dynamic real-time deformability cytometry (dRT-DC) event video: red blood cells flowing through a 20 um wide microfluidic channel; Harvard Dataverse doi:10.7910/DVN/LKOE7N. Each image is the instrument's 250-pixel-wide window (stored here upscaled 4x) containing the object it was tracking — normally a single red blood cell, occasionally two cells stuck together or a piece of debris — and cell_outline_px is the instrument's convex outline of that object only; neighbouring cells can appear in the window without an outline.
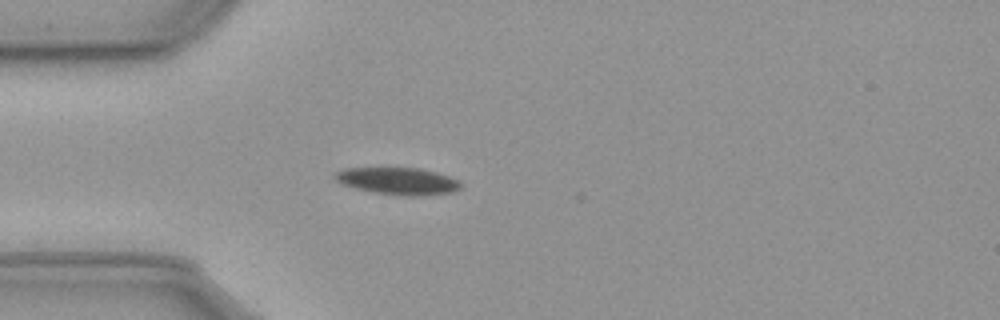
{"species": "common noctule bat (a hibernating species)", "species_latin": "Nyctalus noctula", "temperature_condition": "cold", "stored_images_in_passage": 15, "camera_frame_rate_fps": 3000, "um_per_image_px": 0.085, "animal": {"sex": "male", "body_mass_g": 23.1, "forearm_length_mm": 52.7}, "frame": {"image": 1, "passage_image": 14, "time_ms": 4.333, "image_size_px": [1000, 320], "cell_outline_px": [[460, 188], [452, 192], [420, 196], [400, 196], [372, 192], [340, 184], [336, 180], [336, 172], [348, 168], [416, 168], [448, 176], [456, 180], [460, 184]], "centroid_in_image_um": [33.79, 15.41], "position_along_channel_um": 51.2, "area_um2": 19.54}}